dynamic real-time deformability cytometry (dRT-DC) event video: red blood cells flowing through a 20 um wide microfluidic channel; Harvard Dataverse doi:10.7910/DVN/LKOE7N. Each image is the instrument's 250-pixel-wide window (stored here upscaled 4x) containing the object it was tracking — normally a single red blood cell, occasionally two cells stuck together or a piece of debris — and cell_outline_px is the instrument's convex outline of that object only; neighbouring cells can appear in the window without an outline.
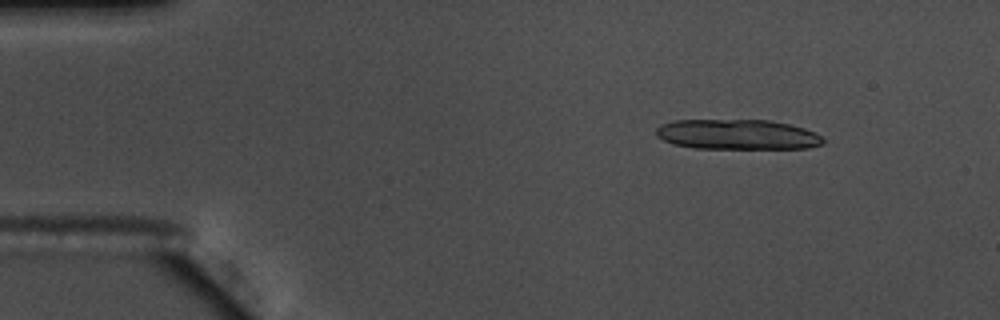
{"species": "common noctule bat (a hibernating species)", "species_latin": "Nyctalus noctula", "temperature_condition": "warm", "stored_images_in_passage": 19, "segment_of_instrument_passage": [1, 2], "camera_frame_rate_fps": 3000, "um_per_image_px": 0.085, "animal": {"sex": "male", "body_mass_g": 17.5, "forearm_length_mm": 52.3}, "frame": {"image": 1, "passage_image": 6, "time_ms": 1.667, "image_size_px": [1000, 320], "cell_outline_px": [[824, 144], [808, 148], [696, 148], [676, 144], [664, 140], [656, 136], [656, 128], [660, 124], [672, 120], [772, 120], [804, 128], [816, 132], [824, 140]], "centroid_in_image_um": [62.68, 11.42], "position_along_channel_um": 22.3, "area_um2": 29.3}}